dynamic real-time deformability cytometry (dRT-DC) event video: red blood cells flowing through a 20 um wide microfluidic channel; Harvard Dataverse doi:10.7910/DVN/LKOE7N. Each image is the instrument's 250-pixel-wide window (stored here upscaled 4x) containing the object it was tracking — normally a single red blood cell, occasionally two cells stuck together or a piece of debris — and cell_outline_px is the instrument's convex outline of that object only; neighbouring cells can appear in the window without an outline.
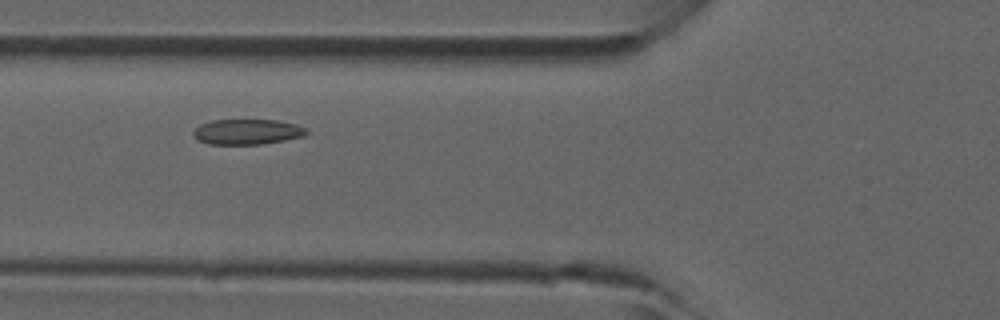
{"species": "common noctule bat (a hibernating species)", "species_latin": "Nyctalus noctula", "temperature_condition": "room temperature", "stored_images_in_passage": 4, "camera_frame_rate_fps": 3000, "um_per_image_px": 0.085, "animal": {"sex": "male", "forearm_length_mm": 52.5}, "frame": {"image": 1, "passage_image": 4, "time_ms": 1.0, "image_size_px": [1000, 320], "cell_outline_px": [[308, 132], [304, 136], [284, 140], [260, 144], [208, 144], [192, 136], [192, 132], [200, 124], [212, 120], [280, 120], [296, 124], [304, 128]], "centroid_in_image_um": [21.0, 11.2], "position_along_channel_um": 104.8, "area_um2": 16.65}}